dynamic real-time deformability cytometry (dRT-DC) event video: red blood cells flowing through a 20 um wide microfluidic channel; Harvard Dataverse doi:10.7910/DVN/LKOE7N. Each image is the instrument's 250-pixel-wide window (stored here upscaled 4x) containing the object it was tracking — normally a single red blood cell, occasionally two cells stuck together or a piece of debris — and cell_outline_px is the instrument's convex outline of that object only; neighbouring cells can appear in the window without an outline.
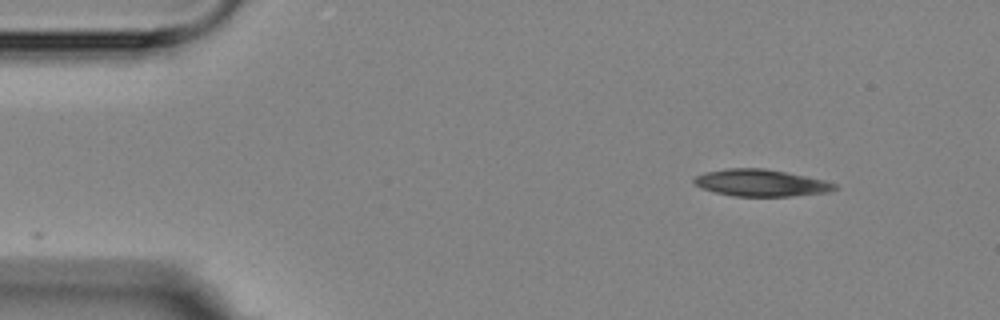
{"species": "Egyptian fruit bat (a non-hibernating species)", "species_latin": "Rousettus aegyptiacus", "temperature_condition": "room temperature", "stored_images_in_passage": 5, "camera_frame_rate_fps": 3000, "um_per_image_px": 0.085, "animal": {"sex": "female"}, "frame": {"image": 1, "passage_image": 5, "time_ms": 5.667, "image_size_px": [1000, 320], "cell_outline_px": [[836, 188], [828, 192], [792, 196], [732, 196], [700, 188], [692, 184], [692, 180], [696, 176], [704, 172], [728, 168], [764, 168], [824, 180], [836, 184]], "centroid_in_image_um": [64.61, 15.54], "position_along_channel_um": 20.4, "area_um2": 21.96}}